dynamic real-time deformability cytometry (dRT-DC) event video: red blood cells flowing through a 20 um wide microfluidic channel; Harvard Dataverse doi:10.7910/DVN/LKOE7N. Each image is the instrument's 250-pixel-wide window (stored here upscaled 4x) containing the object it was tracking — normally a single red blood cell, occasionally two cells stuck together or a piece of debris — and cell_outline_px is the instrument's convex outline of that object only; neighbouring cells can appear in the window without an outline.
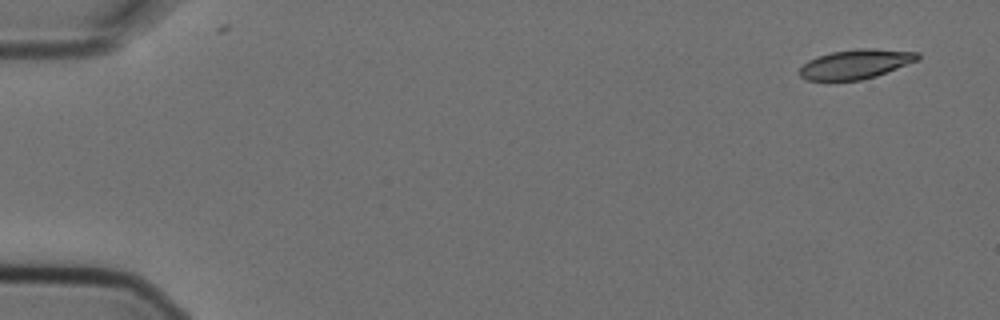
{"species": "Egyptian fruit bat (a non-hibernating species)", "species_latin": "Rousettus aegyptiacus", "temperature_condition": "cold", "stored_images_in_passage": 6, "camera_frame_rate_fps": 3000, "um_per_image_px": 0.085, "animal": {"sex": "female"}, "frame": {"image": 1, "passage_image": 1, "time_ms": 0.0, "image_size_px": [1000, 320], "cell_outline_px": [[920, 56], [916, 60], [876, 76], [860, 80], [808, 80], [800, 76], [800, 68], [808, 60], [816, 56], [832, 52], [856, 48], [872, 48], [920, 52]], "centroid_in_image_um": [72.71, 5.43], "position_along_channel_um": 12.3, "area_um2": 20.06}}
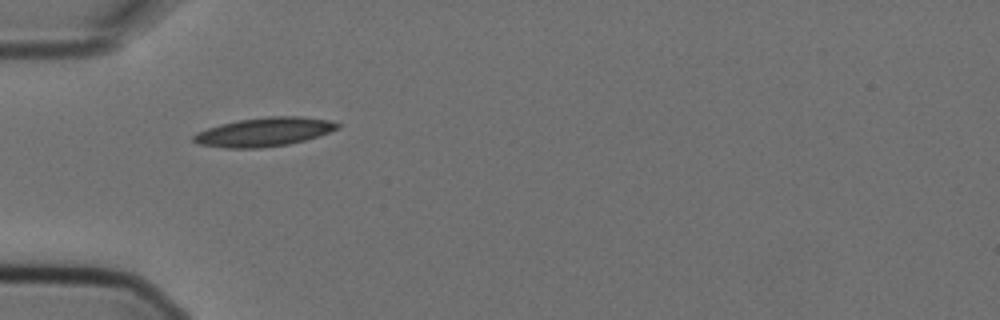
{"frame": {"image": 2, "passage_image": 5, "time_ms": 1.333, "image_size_px": [1000, 320], "cell_outline_px": [[340, 128], [304, 140], [288, 144], [260, 148], [224, 148], [200, 144], [192, 140], [192, 136], [196, 132], [220, 124], [240, 120], [268, 116], [300, 116], [328, 120], [340, 124]], "centroid_in_image_um": [22.42, 11.21], "position_along_channel_um": 62.6, "area_um2": 23.99}}
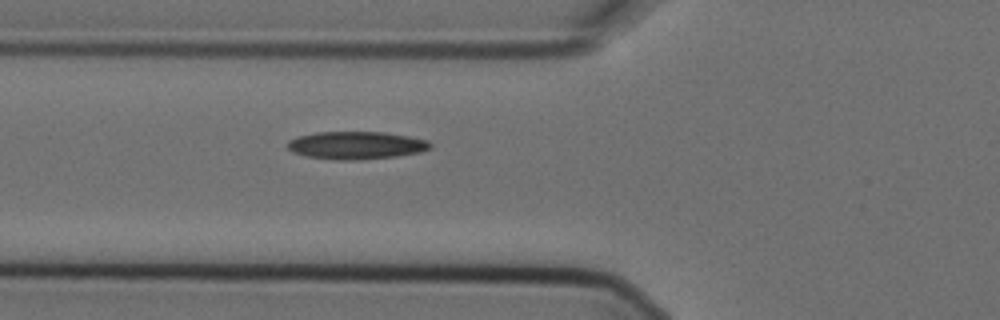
{"frame": {"image": 3, "passage_image": 6, "time_ms": 1.667, "image_size_px": [1000, 320], "cell_outline_px": [[432, 148], [420, 152], [396, 156], [352, 160], [336, 160], [304, 156], [292, 152], [288, 148], [288, 140], [296, 136], [316, 132], [384, 132], [408, 136], [428, 140], [432, 144]], "centroid_in_image_um": [30.26, 12.35], "position_along_channel_um": 95.5, "area_um2": 23.18}}